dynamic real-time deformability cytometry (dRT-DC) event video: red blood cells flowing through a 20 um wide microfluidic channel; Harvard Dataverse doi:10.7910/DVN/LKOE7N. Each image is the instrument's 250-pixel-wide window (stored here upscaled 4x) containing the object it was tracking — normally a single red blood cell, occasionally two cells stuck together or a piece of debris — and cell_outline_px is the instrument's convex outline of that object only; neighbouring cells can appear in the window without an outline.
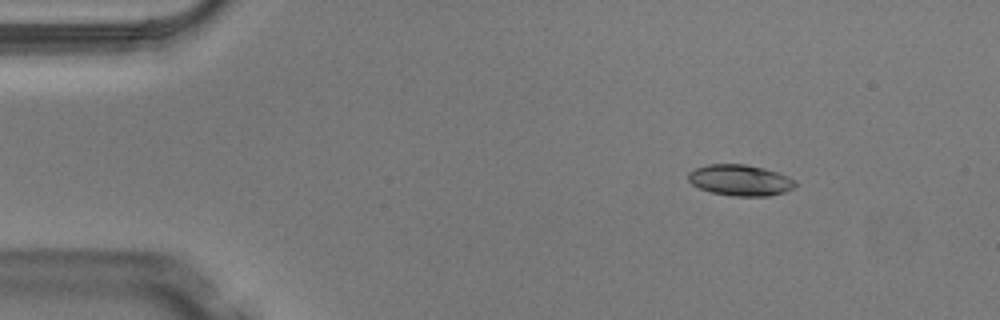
{"species": "Egyptian fruit bat (a non-hibernating species)", "species_latin": "Rousettus aegyptiacus", "temperature_condition": "warm", "stored_images_in_passage": 5, "camera_frame_rate_fps": 3000, "um_per_image_px": 0.085, "animal": {"sex": "male"}, "frame": {"image": 1, "passage_image": 2, "time_ms": 0.333, "image_size_px": [1000, 320], "cell_outline_px": [[796, 184], [792, 188], [784, 192], [768, 196], [732, 196], [712, 192], [700, 188], [692, 184], [688, 180], [688, 172], [696, 168], [708, 164], [744, 164], [764, 168], [788, 176], [796, 180]], "centroid_in_image_um": [62.91, 15.31], "position_along_channel_um": 22.1, "area_um2": 19.31}}